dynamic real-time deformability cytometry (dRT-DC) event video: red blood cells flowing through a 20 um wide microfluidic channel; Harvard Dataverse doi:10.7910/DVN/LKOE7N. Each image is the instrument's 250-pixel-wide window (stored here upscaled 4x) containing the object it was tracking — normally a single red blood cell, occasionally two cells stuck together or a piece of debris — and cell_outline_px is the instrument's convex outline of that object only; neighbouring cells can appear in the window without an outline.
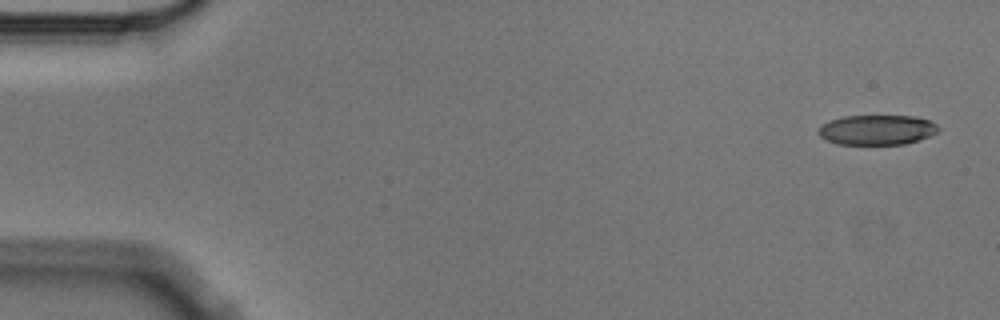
{"species": "Egyptian fruit bat (a non-hibernating species)", "species_latin": "Rousettus aegyptiacus", "temperature_condition": "cold", "stored_images_in_passage": 4, "camera_frame_rate_fps": 3000, "um_per_image_px": 0.085, "animal": {"sex": "male"}, "frame": {"image": 1, "passage_image": 1, "time_ms": 0.0, "image_size_px": [1000, 320], "cell_outline_px": [[940, 132], [904, 144], [836, 144], [820, 136], [816, 132], [816, 128], [820, 124], [844, 116], [912, 116], [928, 120], [936, 124], [940, 128]], "centroid_in_image_um": [74.5, 11.03], "position_along_channel_um": 10.5, "area_um2": 20.92}}
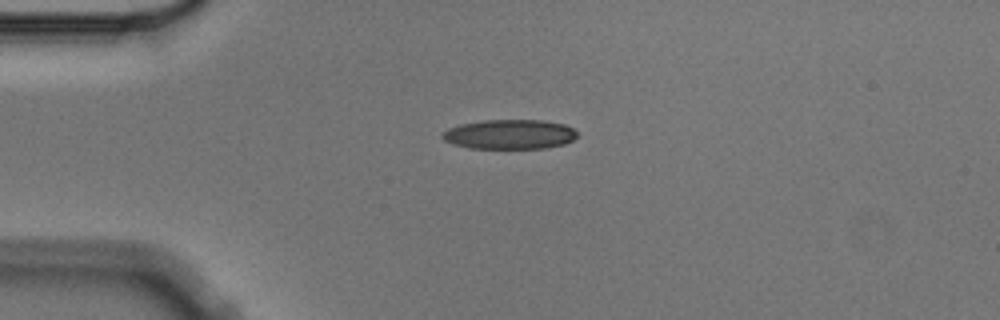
{"frame": {"image": 2, "passage_image": 4, "time_ms": 1.0, "image_size_px": [1000, 320], "cell_outline_px": [[576, 136], [572, 140], [564, 144], [544, 148], [468, 148], [452, 144], [444, 140], [440, 136], [440, 132], [448, 128], [460, 124], [484, 120], [544, 120], [564, 124], [572, 128], [576, 132]], "centroid_in_image_um": [43.26, 11.41], "position_along_channel_um": 41.7, "area_um2": 23.35}}